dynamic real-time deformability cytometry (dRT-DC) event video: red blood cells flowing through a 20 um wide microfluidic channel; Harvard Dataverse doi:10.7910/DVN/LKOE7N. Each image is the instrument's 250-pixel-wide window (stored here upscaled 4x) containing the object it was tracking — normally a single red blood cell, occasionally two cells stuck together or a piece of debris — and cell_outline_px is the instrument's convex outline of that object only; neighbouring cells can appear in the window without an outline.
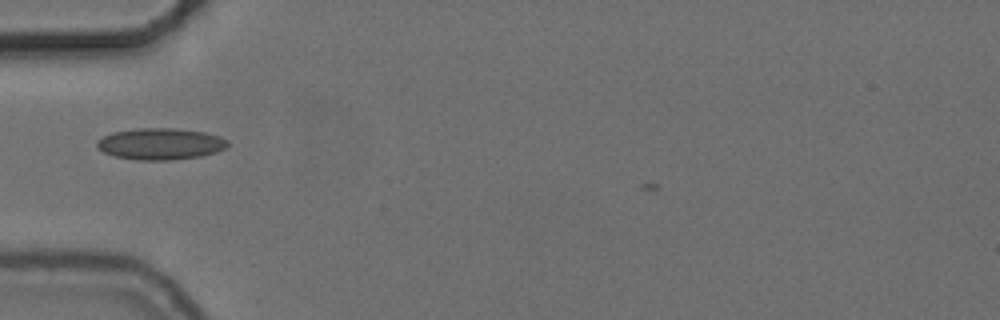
{"species": "common noctule bat (a hibernating species)", "species_latin": "Nyctalus noctula", "temperature_condition": "cold", "stored_images_in_passage": 33, "camera_frame_rate_fps": 3000, "um_per_image_px": 0.085, "animal": {"sex": "female", "body_mass_g": 24.6, "forearm_length_mm": 56.2}, "frame": {"image": 1, "passage_image": 1, "time_ms": 0.0, "image_size_px": [1000, 320], "cell_outline_px": [[228, 144], [224, 148], [216, 152], [200, 156], [172, 160], [136, 160], [116, 156], [104, 152], [96, 148], [96, 140], [112, 132], [136, 128], [176, 128], [204, 132], [220, 136], [228, 140]], "centroid_in_image_um": [13.61, 12.22], "position_along_channel_um": 71.4, "area_um2": 24.1}}
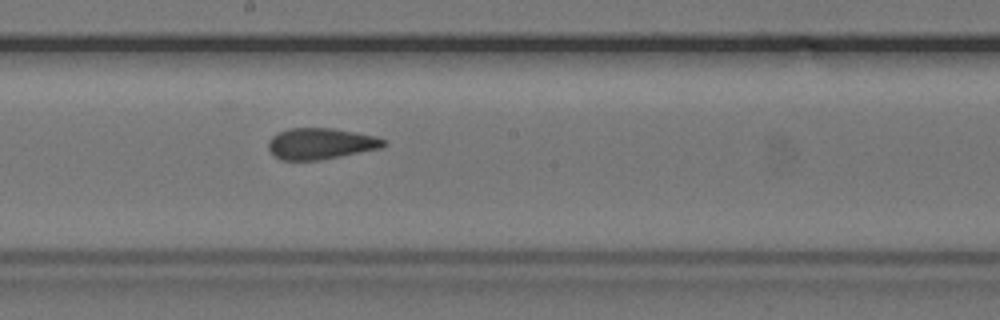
{"frame": {"image": 2, "passage_image": 13, "time_ms": 4.0, "image_size_px": [1000, 320], "cell_outline_px": [[388, 144], [380, 148], [320, 160], [280, 160], [268, 148], [268, 140], [272, 136], [288, 128], [332, 128], [376, 136], [388, 140]], "centroid_in_image_um": [27.28, 12.2], "position_along_channel_um": 220.9, "area_um2": 20.92}}
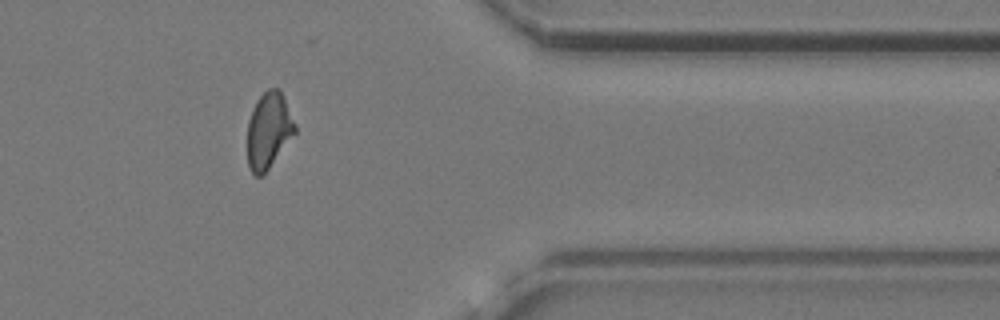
{"frame": {"image": 3, "passage_image": 28, "time_ms": 9.0, "image_size_px": [1000, 320], "cell_outline_px": [[296, 132], [268, 168], [260, 176], [256, 176], [248, 168], [248, 120], [256, 100], [268, 88], [280, 88], [296, 124]], "centroid_in_image_um": [22.84, 11.05], "position_along_channel_um": 388.6, "area_um2": 20.92}}